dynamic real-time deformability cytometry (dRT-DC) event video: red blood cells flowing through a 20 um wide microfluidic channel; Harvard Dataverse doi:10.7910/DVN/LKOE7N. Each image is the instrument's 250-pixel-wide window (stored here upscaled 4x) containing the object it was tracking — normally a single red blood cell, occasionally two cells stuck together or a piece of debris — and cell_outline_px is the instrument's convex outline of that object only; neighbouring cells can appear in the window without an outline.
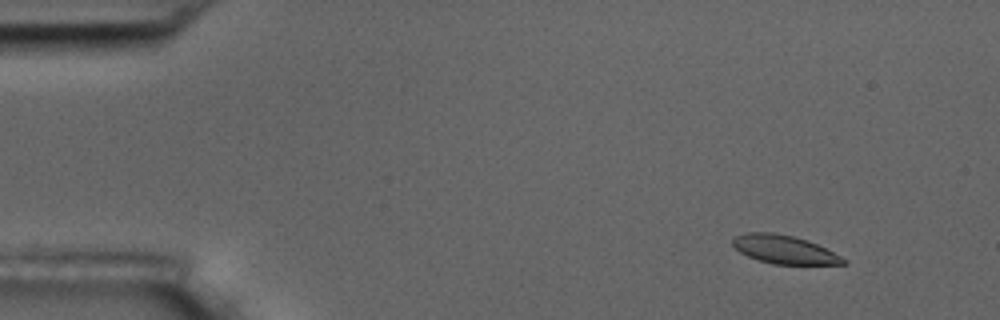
{"species": "common noctule bat (a hibernating species)", "species_latin": "Nyctalus noctula", "temperature_condition": "room temperature", "stored_images_in_passage": 6, "camera_frame_rate_fps": 3000, "um_per_image_px": 0.085, "animal": {"sex": "male", "body_mass_g": 17.5, "forearm_length_mm": 52.3}, "frame": {"image": 1, "passage_image": 2, "time_ms": 1.333, "image_size_px": [1000, 320], "cell_outline_px": [[848, 264], [772, 264], [748, 256], [740, 252], [732, 244], [732, 240], [736, 236], [748, 232], [772, 232], [792, 236], [808, 240], [848, 260]], "centroid_in_image_um": [66.66, 21.21], "position_along_channel_um": 18.3, "area_um2": 18.09}}
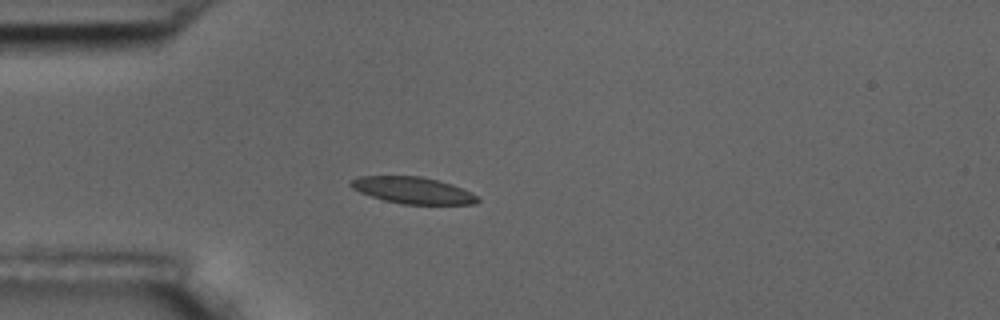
{"frame": {"image": 2, "passage_image": 5, "time_ms": 4.667, "image_size_px": [1000, 320], "cell_outline_px": [[480, 200], [476, 204], [400, 204], [384, 200], [360, 192], [352, 188], [348, 184], [348, 180], [360, 176], [420, 176], [452, 184], [472, 192], [480, 196]], "centroid_in_image_um": [35.1, 16.18], "position_along_channel_um": 49.9, "area_um2": 19.83}}